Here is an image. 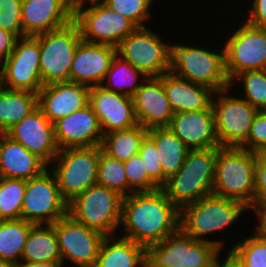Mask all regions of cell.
<instances>
[{
  "label": "cell",
  "mask_w": 266,
  "mask_h": 267,
  "mask_svg": "<svg viewBox=\"0 0 266 267\" xmlns=\"http://www.w3.org/2000/svg\"><path fill=\"white\" fill-rule=\"evenodd\" d=\"M108 8L130 19L137 27H146L154 17V0H101ZM153 5V6H152ZM149 21V22H147Z\"/></svg>",
  "instance_id": "38"
},
{
  "label": "cell",
  "mask_w": 266,
  "mask_h": 267,
  "mask_svg": "<svg viewBox=\"0 0 266 267\" xmlns=\"http://www.w3.org/2000/svg\"><path fill=\"white\" fill-rule=\"evenodd\" d=\"M118 236L144 247L159 243L180 228V210L162 189L123 197Z\"/></svg>",
  "instance_id": "1"
},
{
  "label": "cell",
  "mask_w": 266,
  "mask_h": 267,
  "mask_svg": "<svg viewBox=\"0 0 266 267\" xmlns=\"http://www.w3.org/2000/svg\"><path fill=\"white\" fill-rule=\"evenodd\" d=\"M34 225L23 219L0 220V259L19 265L24 245Z\"/></svg>",
  "instance_id": "33"
},
{
  "label": "cell",
  "mask_w": 266,
  "mask_h": 267,
  "mask_svg": "<svg viewBox=\"0 0 266 267\" xmlns=\"http://www.w3.org/2000/svg\"><path fill=\"white\" fill-rule=\"evenodd\" d=\"M116 54L114 46L82 41L74 55L70 81L90 88L101 85Z\"/></svg>",
  "instance_id": "22"
},
{
  "label": "cell",
  "mask_w": 266,
  "mask_h": 267,
  "mask_svg": "<svg viewBox=\"0 0 266 267\" xmlns=\"http://www.w3.org/2000/svg\"><path fill=\"white\" fill-rule=\"evenodd\" d=\"M132 99L137 122L146 129L167 127L174 116L159 77H148Z\"/></svg>",
  "instance_id": "21"
},
{
  "label": "cell",
  "mask_w": 266,
  "mask_h": 267,
  "mask_svg": "<svg viewBox=\"0 0 266 267\" xmlns=\"http://www.w3.org/2000/svg\"><path fill=\"white\" fill-rule=\"evenodd\" d=\"M122 202L118 192L95 184L68 203V214L105 236H114L120 229Z\"/></svg>",
  "instance_id": "6"
},
{
  "label": "cell",
  "mask_w": 266,
  "mask_h": 267,
  "mask_svg": "<svg viewBox=\"0 0 266 267\" xmlns=\"http://www.w3.org/2000/svg\"><path fill=\"white\" fill-rule=\"evenodd\" d=\"M52 225L57 234L63 267L69 261L75 267L95 266L101 243L106 237L103 233L77 222L69 214Z\"/></svg>",
  "instance_id": "16"
},
{
  "label": "cell",
  "mask_w": 266,
  "mask_h": 267,
  "mask_svg": "<svg viewBox=\"0 0 266 267\" xmlns=\"http://www.w3.org/2000/svg\"><path fill=\"white\" fill-rule=\"evenodd\" d=\"M240 147L255 153L266 151V110L258 111L247 140Z\"/></svg>",
  "instance_id": "42"
},
{
  "label": "cell",
  "mask_w": 266,
  "mask_h": 267,
  "mask_svg": "<svg viewBox=\"0 0 266 267\" xmlns=\"http://www.w3.org/2000/svg\"><path fill=\"white\" fill-rule=\"evenodd\" d=\"M147 78L141 71L116 54L100 86L108 91L132 97Z\"/></svg>",
  "instance_id": "32"
},
{
  "label": "cell",
  "mask_w": 266,
  "mask_h": 267,
  "mask_svg": "<svg viewBox=\"0 0 266 267\" xmlns=\"http://www.w3.org/2000/svg\"><path fill=\"white\" fill-rule=\"evenodd\" d=\"M59 150L100 146L103 138L97 115L88 104L54 123Z\"/></svg>",
  "instance_id": "20"
},
{
  "label": "cell",
  "mask_w": 266,
  "mask_h": 267,
  "mask_svg": "<svg viewBox=\"0 0 266 267\" xmlns=\"http://www.w3.org/2000/svg\"><path fill=\"white\" fill-rule=\"evenodd\" d=\"M147 135L156 144L164 186L167 179L182 167L189 148L168 127L148 129Z\"/></svg>",
  "instance_id": "28"
},
{
  "label": "cell",
  "mask_w": 266,
  "mask_h": 267,
  "mask_svg": "<svg viewBox=\"0 0 266 267\" xmlns=\"http://www.w3.org/2000/svg\"><path fill=\"white\" fill-rule=\"evenodd\" d=\"M39 38V66L43 86L70 81V69L82 42L78 24H69L36 35Z\"/></svg>",
  "instance_id": "9"
},
{
  "label": "cell",
  "mask_w": 266,
  "mask_h": 267,
  "mask_svg": "<svg viewBox=\"0 0 266 267\" xmlns=\"http://www.w3.org/2000/svg\"><path fill=\"white\" fill-rule=\"evenodd\" d=\"M38 106V93L0 90V132L6 133Z\"/></svg>",
  "instance_id": "30"
},
{
  "label": "cell",
  "mask_w": 266,
  "mask_h": 267,
  "mask_svg": "<svg viewBox=\"0 0 266 267\" xmlns=\"http://www.w3.org/2000/svg\"><path fill=\"white\" fill-rule=\"evenodd\" d=\"M176 43L174 40L171 46L170 71L173 74L190 82L206 86L214 92L230 87L231 82L225 71L223 46L215 50L213 45H210L211 42L206 43L208 47L203 43L196 45Z\"/></svg>",
  "instance_id": "3"
},
{
  "label": "cell",
  "mask_w": 266,
  "mask_h": 267,
  "mask_svg": "<svg viewBox=\"0 0 266 267\" xmlns=\"http://www.w3.org/2000/svg\"><path fill=\"white\" fill-rule=\"evenodd\" d=\"M2 132H0V151H1Z\"/></svg>",
  "instance_id": "51"
},
{
  "label": "cell",
  "mask_w": 266,
  "mask_h": 267,
  "mask_svg": "<svg viewBox=\"0 0 266 267\" xmlns=\"http://www.w3.org/2000/svg\"><path fill=\"white\" fill-rule=\"evenodd\" d=\"M26 180L0 177V220L21 219Z\"/></svg>",
  "instance_id": "37"
},
{
  "label": "cell",
  "mask_w": 266,
  "mask_h": 267,
  "mask_svg": "<svg viewBox=\"0 0 266 267\" xmlns=\"http://www.w3.org/2000/svg\"><path fill=\"white\" fill-rule=\"evenodd\" d=\"M73 4H76L78 2H81V1H85V0H70Z\"/></svg>",
  "instance_id": "50"
},
{
  "label": "cell",
  "mask_w": 266,
  "mask_h": 267,
  "mask_svg": "<svg viewBox=\"0 0 266 267\" xmlns=\"http://www.w3.org/2000/svg\"><path fill=\"white\" fill-rule=\"evenodd\" d=\"M149 27H137L121 41L117 55L146 77H160L171 70L172 43Z\"/></svg>",
  "instance_id": "11"
},
{
  "label": "cell",
  "mask_w": 266,
  "mask_h": 267,
  "mask_svg": "<svg viewBox=\"0 0 266 267\" xmlns=\"http://www.w3.org/2000/svg\"><path fill=\"white\" fill-rule=\"evenodd\" d=\"M230 87L233 90L243 88L237 92L241 98L259 111L266 110V69L244 71L231 81Z\"/></svg>",
  "instance_id": "34"
},
{
  "label": "cell",
  "mask_w": 266,
  "mask_h": 267,
  "mask_svg": "<svg viewBox=\"0 0 266 267\" xmlns=\"http://www.w3.org/2000/svg\"><path fill=\"white\" fill-rule=\"evenodd\" d=\"M73 20L84 42L117 47L137 26L127 17L108 8L101 0L74 4Z\"/></svg>",
  "instance_id": "7"
},
{
  "label": "cell",
  "mask_w": 266,
  "mask_h": 267,
  "mask_svg": "<svg viewBox=\"0 0 266 267\" xmlns=\"http://www.w3.org/2000/svg\"><path fill=\"white\" fill-rule=\"evenodd\" d=\"M256 153L241 147H220L213 194L238 201L249 210L255 197Z\"/></svg>",
  "instance_id": "5"
},
{
  "label": "cell",
  "mask_w": 266,
  "mask_h": 267,
  "mask_svg": "<svg viewBox=\"0 0 266 267\" xmlns=\"http://www.w3.org/2000/svg\"><path fill=\"white\" fill-rule=\"evenodd\" d=\"M0 267H18V265L10 261L0 259Z\"/></svg>",
  "instance_id": "49"
},
{
  "label": "cell",
  "mask_w": 266,
  "mask_h": 267,
  "mask_svg": "<svg viewBox=\"0 0 266 267\" xmlns=\"http://www.w3.org/2000/svg\"><path fill=\"white\" fill-rule=\"evenodd\" d=\"M222 252L213 244L198 241L181 228L163 241L146 247V267H212Z\"/></svg>",
  "instance_id": "8"
},
{
  "label": "cell",
  "mask_w": 266,
  "mask_h": 267,
  "mask_svg": "<svg viewBox=\"0 0 266 267\" xmlns=\"http://www.w3.org/2000/svg\"><path fill=\"white\" fill-rule=\"evenodd\" d=\"M146 247L118 235L106 236L94 267H146Z\"/></svg>",
  "instance_id": "27"
},
{
  "label": "cell",
  "mask_w": 266,
  "mask_h": 267,
  "mask_svg": "<svg viewBox=\"0 0 266 267\" xmlns=\"http://www.w3.org/2000/svg\"><path fill=\"white\" fill-rule=\"evenodd\" d=\"M39 57L37 36L18 38L13 52L0 66L3 88L38 93L43 87Z\"/></svg>",
  "instance_id": "15"
},
{
  "label": "cell",
  "mask_w": 266,
  "mask_h": 267,
  "mask_svg": "<svg viewBox=\"0 0 266 267\" xmlns=\"http://www.w3.org/2000/svg\"><path fill=\"white\" fill-rule=\"evenodd\" d=\"M248 4L246 6L247 10L249 7L248 14H242L245 17L242 19L253 26L266 28V0H249Z\"/></svg>",
  "instance_id": "44"
},
{
  "label": "cell",
  "mask_w": 266,
  "mask_h": 267,
  "mask_svg": "<svg viewBox=\"0 0 266 267\" xmlns=\"http://www.w3.org/2000/svg\"><path fill=\"white\" fill-rule=\"evenodd\" d=\"M23 0H0V28L23 37L21 24Z\"/></svg>",
  "instance_id": "40"
},
{
  "label": "cell",
  "mask_w": 266,
  "mask_h": 267,
  "mask_svg": "<svg viewBox=\"0 0 266 267\" xmlns=\"http://www.w3.org/2000/svg\"><path fill=\"white\" fill-rule=\"evenodd\" d=\"M21 262L62 263L57 234L52 224H37L31 228Z\"/></svg>",
  "instance_id": "29"
},
{
  "label": "cell",
  "mask_w": 266,
  "mask_h": 267,
  "mask_svg": "<svg viewBox=\"0 0 266 267\" xmlns=\"http://www.w3.org/2000/svg\"><path fill=\"white\" fill-rule=\"evenodd\" d=\"M138 154L144 161L149 178L161 189L163 187L162 165L158 157L156 144L148 135L142 140Z\"/></svg>",
  "instance_id": "41"
},
{
  "label": "cell",
  "mask_w": 266,
  "mask_h": 267,
  "mask_svg": "<svg viewBox=\"0 0 266 267\" xmlns=\"http://www.w3.org/2000/svg\"><path fill=\"white\" fill-rule=\"evenodd\" d=\"M174 113L207 109L214 91L210 88L180 78L171 71L159 77Z\"/></svg>",
  "instance_id": "26"
},
{
  "label": "cell",
  "mask_w": 266,
  "mask_h": 267,
  "mask_svg": "<svg viewBox=\"0 0 266 267\" xmlns=\"http://www.w3.org/2000/svg\"><path fill=\"white\" fill-rule=\"evenodd\" d=\"M67 214L68 202L62 197L56 176L49 168L26 180L21 219L35 225L53 224Z\"/></svg>",
  "instance_id": "14"
},
{
  "label": "cell",
  "mask_w": 266,
  "mask_h": 267,
  "mask_svg": "<svg viewBox=\"0 0 266 267\" xmlns=\"http://www.w3.org/2000/svg\"><path fill=\"white\" fill-rule=\"evenodd\" d=\"M189 149L220 148L212 106L174 113L167 126Z\"/></svg>",
  "instance_id": "23"
},
{
  "label": "cell",
  "mask_w": 266,
  "mask_h": 267,
  "mask_svg": "<svg viewBox=\"0 0 266 267\" xmlns=\"http://www.w3.org/2000/svg\"><path fill=\"white\" fill-rule=\"evenodd\" d=\"M17 39L15 34L0 28V66L13 52Z\"/></svg>",
  "instance_id": "45"
},
{
  "label": "cell",
  "mask_w": 266,
  "mask_h": 267,
  "mask_svg": "<svg viewBox=\"0 0 266 267\" xmlns=\"http://www.w3.org/2000/svg\"><path fill=\"white\" fill-rule=\"evenodd\" d=\"M226 257L220 254L215 258L212 267H242V265L236 260V258L229 252L225 251ZM224 256V258H222Z\"/></svg>",
  "instance_id": "47"
},
{
  "label": "cell",
  "mask_w": 266,
  "mask_h": 267,
  "mask_svg": "<svg viewBox=\"0 0 266 267\" xmlns=\"http://www.w3.org/2000/svg\"><path fill=\"white\" fill-rule=\"evenodd\" d=\"M233 91L229 87L214 92L212 98L215 131L221 147H240L259 111Z\"/></svg>",
  "instance_id": "13"
},
{
  "label": "cell",
  "mask_w": 266,
  "mask_h": 267,
  "mask_svg": "<svg viewBox=\"0 0 266 267\" xmlns=\"http://www.w3.org/2000/svg\"><path fill=\"white\" fill-rule=\"evenodd\" d=\"M73 16L74 4L70 0H23V37L61 28L69 24Z\"/></svg>",
  "instance_id": "19"
},
{
  "label": "cell",
  "mask_w": 266,
  "mask_h": 267,
  "mask_svg": "<svg viewBox=\"0 0 266 267\" xmlns=\"http://www.w3.org/2000/svg\"><path fill=\"white\" fill-rule=\"evenodd\" d=\"M18 267H63V264L46 262H21Z\"/></svg>",
  "instance_id": "48"
},
{
  "label": "cell",
  "mask_w": 266,
  "mask_h": 267,
  "mask_svg": "<svg viewBox=\"0 0 266 267\" xmlns=\"http://www.w3.org/2000/svg\"><path fill=\"white\" fill-rule=\"evenodd\" d=\"M148 133V129L142 125L116 130L103 135L101 150L119 161H127L138 154L142 140Z\"/></svg>",
  "instance_id": "31"
},
{
  "label": "cell",
  "mask_w": 266,
  "mask_h": 267,
  "mask_svg": "<svg viewBox=\"0 0 266 267\" xmlns=\"http://www.w3.org/2000/svg\"><path fill=\"white\" fill-rule=\"evenodd\" d=\"M252 231L253 235L241 237L239 242L227 247L242 267H266V238Z\"/></svg>",
  "instance_id": "36"
},
{
  "label": "cell",
  "mask_w": 266,
  "mask_h": 267,
  "mask_svg": "<svg viewBox=\"0 0 266 267\" xmlns=\"http://www.w3.org/2000/svg\"><path fill=\"white\" fill-rule=\"evenodd\" d=\"M266 205V151L256 153L255 197L253 206Z\"/></svg>",
  "instance_id": "43"
},
{
  "label": "cell",
  "mask_w": 266,
  "mask_h": 267,
  "mask_svg": "<svg viewBox=\"0 0 266 267\" xmlns=\"http://www.w3.org/2000/svg\"><path fill=\"white\" fill-rule=\"evenodd\" d=\"M2 87H3V86H2V82H1V74H0V90H1Z\"/></svg>",
  "instance_id": "52"
},
{
  "label": "cell",
  "mask_w": 266,
  "mask_h": 267,
  "mask_svg": "<svg viewBox=\"0 0 266 267\" xmlns=\"http://www.w3.org/2000/svg\"><path fill=\"white\" fill-rule=\"evenodd\" d=\"M88 104L98 117L103 135L138 124L130 96L108 91L99 85L90 88Z\"/></svg>",
  "instance_id": "18"
},
{
  "label": "cell",
  "mask_w": 266,
  "mask_h": 267,
  "mask_svg": "<svg viewBox=\"0 0 266 267\" xmlns=\"http://www.w3.org/2000/svg\"><path fill=\"white\" fill-rule=\"evenodd\" d=\"M47 168L49 166L41 158L2 132L0 177L29 180Z\"/></svg>",
  "instance_id": "25"
},
{
  "label": "cell",
  "mask_w": 266,
  "mask_h": 267,
  "mask_svg": "<svg viewBox=\"0 0 266 267\" xmlns=\"http://www.w3.org/2000/svg\"><path fill=\"white\" fill-rule=\"evenodd\" d=\"M97 184L118 192L123 197L130 195V186L124 170V163L112 158L99 146Z\"/></svg>",
  "instance_id": "35"
},
{
  "label": "cell",
  "mask_w": 266,
  "mask_h": 267,
  "mask_svg": "<svg viewBox=\"0 0 266 267\" xmlns=\"http://www.w3.org/2000/svg\"><path fill=\"white\" fill-rule=\"evenodd\" d=\"M249 209L242 203L214 194L184 206L180 210V228L193 239L216 246L223 254L225 239H207L206 235L223 232L245 216ZM242 213H244L242 215ZM237 221V222H236ZM205 236V237H204Z\"/></svg>",
  "instance_id": "2"
},
{
  "label": "cell",
  "mask_w": 266,
  "mask_h": 267,
  "mask_svg": "<svg viewBox=\"0 0 266 267\" xmlns=\"http://www.w3.org/2000/svg\"><path fill=\"white\" fill-rule=\"evenodd\" d=\"M98 161L99 146L59 150L49 169L55 174L60 193L68 203L97 184Z\"/></svg>",
  "instance_id": "12"
},
{
  "label": "cell",
  "mask_w": 266,
  "mask_h": 267,
  "mask_svg": "<svg viewBox=\"0 0 266 267\" xmlns=\"http://www.w3.org/2000/svg\"><path fill=\"white\" fill-rule=\"evenodd\" d=\"M90 87L67 81L43 86L38 92V106L54 124L61 118L88 105Z\"/></svg>",
  "instance_id": "24"
},
{
  "label": "cell",
  "mask_w": 266,
  "mask_h": 267,
  "mask_svg": "<svg viewBox=\"0 0 266 267\" xmlns=\"http://www.w3.org/2000/svg\"><path fill=\"white\" fill-rule=\"evenodd\" d=\"M238 20L236 24L241 25L234 24L224 44L220 43L224 48L225 71L230 82L244 71L266 69V28L253 26L244 19Z\"/></svg>",
  "instance_id": "10"
},
{
  "label": "cell",
  "mask_w": 266,
  "mask_h": 267,
  "mask_svg": "<svg viewBox=\"0 0 266 267\" xmlns=\"http://www.w3.org/2000/svg\"><path fill=\"white\" fill-rule=\"evenodd\" d=\"M253 213L252 217H256L257 225L253 226V230L257 232L261 237L266 238V205L264 206H252L250 209ZM256 227V228H255Z\"/></svg>",
  "instance_id": "46"
},
{
  "label": "cell",
  "mask_w": 266,
  "mask_h": 267,
  "mask_svg": "<svg viewBox=\"0 0 266 267\" xmlns=\"http://www.w3.org/2000/svg\"><path fill=\"white\" fill-rule=\"evenodd\" d=\"M6 135L37 155L48 166L59 153L54 124L43 114L39 106L11 127Z\"/></svg>",
  "instance_id": "17"
},
{
  "label": "cell",
  "mask_w": 266,
  "mask_h": 267,
  "mask_svg": "<svg viewBox=\"0 0 266 267\" xmlns=\"http://www.w3.org/2000/svg\"><path fill=\"white\" fill-rule=\"evenodd\" d=\"M124 170L130 195L133 193H150L160 189L150 178L148 171L145 170L144 161L139 154L124 161Z\"/></svg>",
  "instance_id": "39"
},
{
  "label": "cell",
  "mask_w": 266,
  "mask_h": 267,
  "mask_svg": "<svg viewBox=\"0 0 266 267\" xmlns=\"http://www.w3.org/2000/svg\"><path fill=\"white\" fill-rule=\"evenodd\" d=\"M217 153L218 148L189 149L180 170L167 179L161 189L179 210L213 194Z\"/></svg>",
  "instance_id": "4"
}]
</instances>
